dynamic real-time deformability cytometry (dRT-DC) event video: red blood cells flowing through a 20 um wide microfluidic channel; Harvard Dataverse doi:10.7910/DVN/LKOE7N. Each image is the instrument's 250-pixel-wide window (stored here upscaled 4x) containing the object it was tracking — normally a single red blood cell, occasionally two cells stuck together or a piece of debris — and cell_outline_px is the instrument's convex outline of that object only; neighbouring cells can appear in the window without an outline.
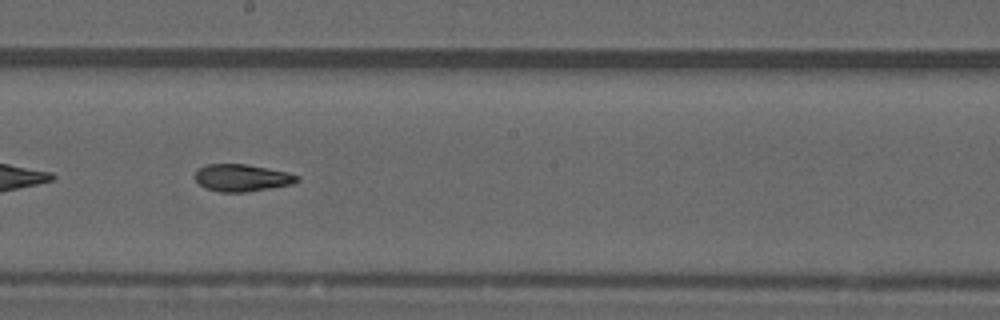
{"species": "common noctule bat (a hibernating species)", "species_latin": "Nyctalus noctula", "temperature_condition": "warm", "stored_images_in_passage": 39, "camera_frame_rate_fps": 3000, "um_per_image_px": 0.085, "animal": {"sex": "male", "forearm_length_mm": 52.5}, "frame": {"image": 1, "passage_image": 17, "time_ms": 5.333, "image_size_px": [1000, 320], "cell_outline_px": [[300, 180], [292, 184], [244, 192], [220, 192], [204, 188], [196, 180], [196, 168], [204, 164], [248, 164], [288, 172], [300, 176]], "centroid_in_image_um": [20.55, 15.1], "position_along_channel_um": 227.6, "area_um2": 16.24}}
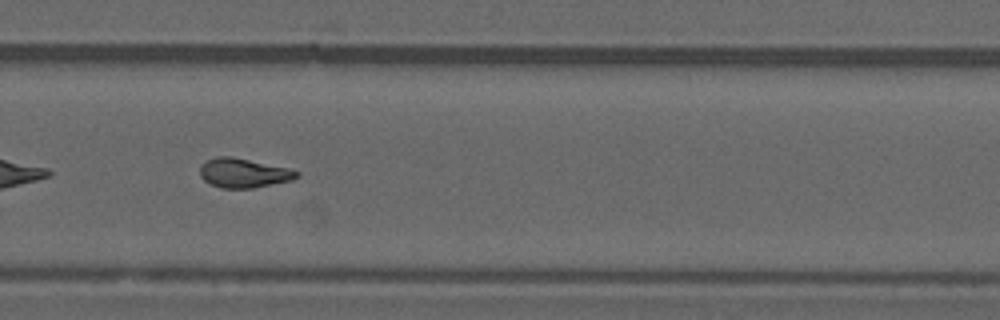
{"frame": {"image": 2, "passage_image": 23, "time_ms": 7.333, "image_size_px": [1000, 320], "cell_outline_px": [[300, 176], [292, 180], [252, 188], [220, 188], [204, 180], [200, 176], [200, 164], [216, 156], [232, 156], [288, 168], [300, 172]], "centroid_in_image_um": [20.7, 14.7], "position_along_channel_um": 309.1, "area_um2": 16.53}, "authors_computed_cell_mechanics": {"area_um2": 16.5308, "velocity_mm_per_s": 4.0865, "shape_relaxation_time_tau1_ms": null, "shape_relaxation_time_tau2_ms": 2.4928, "deformation_change_tau1": null, "deformation_change_tau2": 0.0938}}